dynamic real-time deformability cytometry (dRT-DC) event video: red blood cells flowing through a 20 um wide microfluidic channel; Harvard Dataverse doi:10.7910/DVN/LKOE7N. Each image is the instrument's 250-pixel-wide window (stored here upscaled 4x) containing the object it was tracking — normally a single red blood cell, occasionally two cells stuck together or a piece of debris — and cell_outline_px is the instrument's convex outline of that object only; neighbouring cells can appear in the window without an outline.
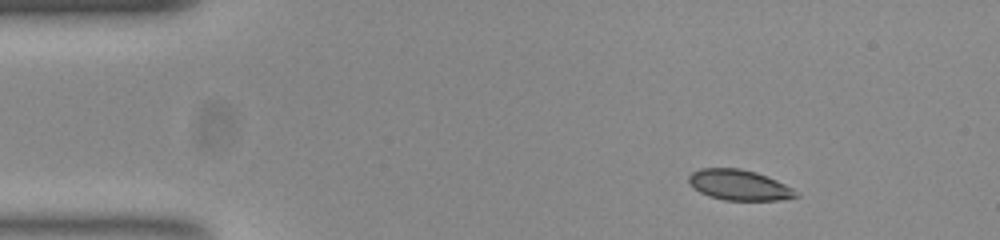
{"species": "common noctule bat (a hibernating species)", "species_latin": "Nyctalus noctula", "temperature_condition": "room temperature", "stored_images_in_passage": 47, "camera_frame_rate_fps": 3000, "um_per_image_px": 0.085, "animal": {"sex": "female", "body_mass_g": 23.0, "forearm_length_mm": 53.4}, "frame": {"image": 1, "passage_image": 1, "time_ms": 0.0, "image_size_px": [1000, 240], "cell_outline_px": [[800, 196], [776, 200], [724, 200], [708, 196], [700, 192], [688, 180], [688, 176], [692, 172], [700, 168], [740, 168], [756, 172], [776, 180], [792, 188]], "centroid_in_image_um": [62.81, 15.72], "position_along_channel_um": 22.2, "area_um2": 18.84}}
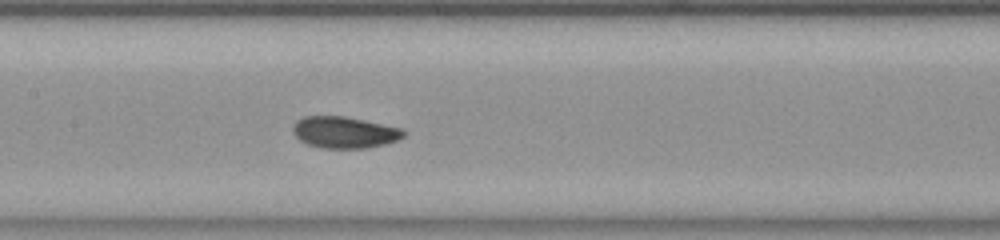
{"frame": {"image": 2, "passage_image": 19, "time_ms": 6.0, "image_size_px": [1000, 240], "cell_outline_px": [[408, 132], [404, 136], [396, 140], [384, 144], [368, 148], [324, 148], [308, 144], [300, 140], [292, 132], [292, 128], [296, 120], [304, 116], [344, 116], [404, 128]], "centroid_in_image_um": [29.3, 11.24], "position_along_channel_um": 178.1, "area_um2": 20.46}}
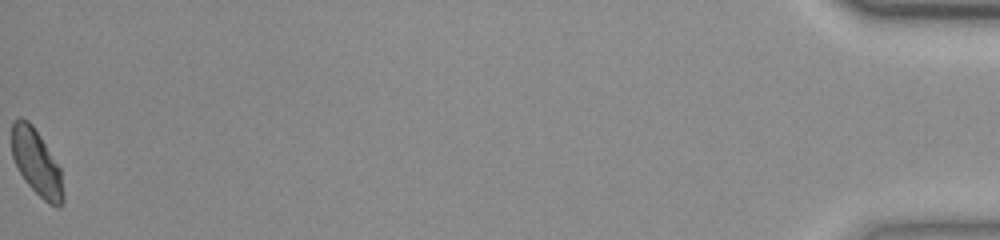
{"frame": {"image": 3, "passage_image": 47, "time_ms": 15.333, "image_size_px": [1000, 240], "cell_outline_px": [[64, 200], [60, 208], [56, 208], [48, 204], [24, 180], [12, 156], [12, 124], [20, 116], [28, 120], [32, 124], [40, 136], [60, 168], [64, 196]], "centroid_in_image_um": [3.12, 13.85], "position_along_channel_um": 432.1, "area_um2": 19.65}, "authors_computed_cell_mechanics": {"area_um2": 19.8832, "velocity_mm_per_s": 3.8602, "shape_relaxation_time_tau1_ms": 4.2501, "shape_relaxation_time_tau2_ms": 0.7249, "deformation_change_tau1": 0.1126, "deformation_change_tau2": 0.0353}}